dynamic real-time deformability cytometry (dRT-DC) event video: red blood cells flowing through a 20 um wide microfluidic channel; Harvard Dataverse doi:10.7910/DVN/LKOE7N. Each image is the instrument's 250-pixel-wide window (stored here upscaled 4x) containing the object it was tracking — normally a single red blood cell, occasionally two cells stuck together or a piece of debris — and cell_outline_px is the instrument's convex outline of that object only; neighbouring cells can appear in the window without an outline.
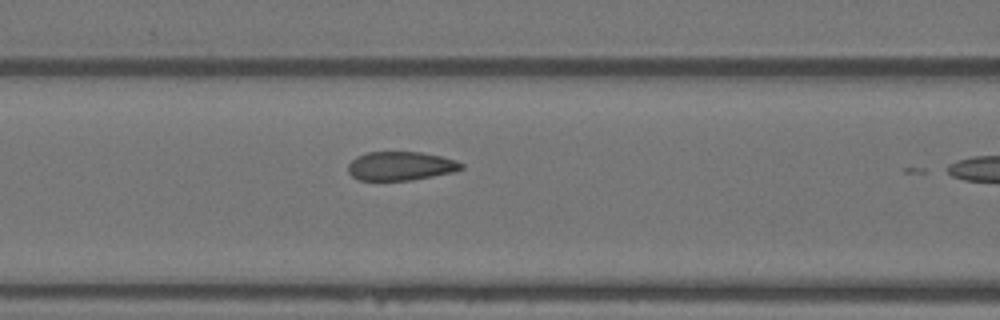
{"species": "Egyptian fruit bat (a non-hibernating species)", "species_latin": "Rousettus aegyptiacus", "temperature_condition": "warm", "stored_images_in_passage": 11, "camera_frame_rate_fps": 3000, "um_per_image_px": 0.085, "animal": {"sex": "female"}, "frame": {"image": 1, "passage_image": 10, "time_ms": 3.0, "image_size_px": [1000, 320], "cell_outline_px": [[464, 168], [452, 172], [412, 180], [360, 180], [352, 176], [348, 172], [348, 164], [356, 156], [368, 152], [420, 152], [440, 156], [456, 160], [464, 164]], "centroid_in_image_um": [34.05, 14.1], "position_along_channel_um": 132.6, "area_um2": 18.96}}